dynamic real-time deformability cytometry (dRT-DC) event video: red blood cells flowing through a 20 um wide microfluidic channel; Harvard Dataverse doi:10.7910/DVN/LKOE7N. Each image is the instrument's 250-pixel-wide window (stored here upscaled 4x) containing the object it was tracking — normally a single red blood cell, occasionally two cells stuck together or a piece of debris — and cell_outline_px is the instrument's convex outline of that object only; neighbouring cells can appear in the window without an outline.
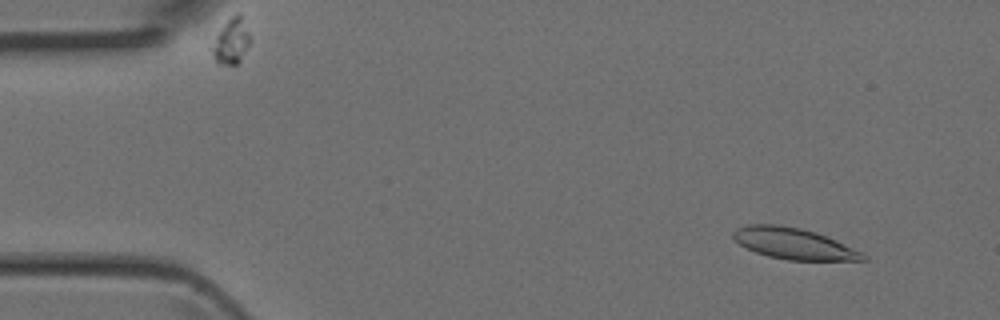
{"species": "Egyptian fruit bat (a non-hibernating species)", "species_latin": "Rousettus aegyptiacus", "temperature_condition": "room temperature", "stored_images_in_passage": 6, "camera_frame_rate_fps": 3000, "um_per_image_px": 0.085, "animal": {"sex": "female"}, "frame": {"image": 1, "passage_image": 2, "time_ms": 0.333, "image_size_px": [1000, 320], "cell_outline_px": [[868, 260], [788, 260], [768, 256], [756, 252], [740, 244], [732, 236], [732, 232], [736, 228], [748, 224], [780, 224], [800, 228], [816, 232], [860, 252], [868, 256]], "centroid_in_image_um": [67.42, 20.69], "position_along_channel_um": 17.6, "area_um2": 23.24}}
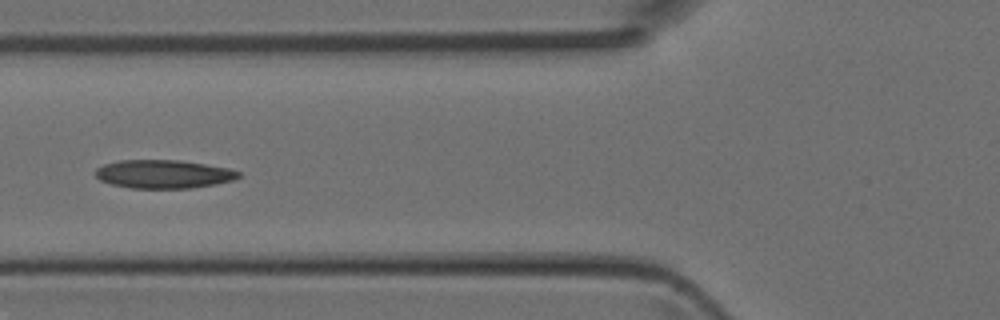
{"frame": {"image": 2, "passage_image": 6, "time_ms": 1.667, "image_size_px": [1000, 320], "cell_outline_px": [[240, 176], [232, 180], [192, 188], [132, 188], [112, 184], [100, 180], [96, 176], [96, 168], [104, 164], [120, 160], [180, 160], [228, 168], [240, 172]], "centroid_in_image_um": [13.87, 14.79], "position_along_channel_um": 111.9, "area_um2": 23.47}}